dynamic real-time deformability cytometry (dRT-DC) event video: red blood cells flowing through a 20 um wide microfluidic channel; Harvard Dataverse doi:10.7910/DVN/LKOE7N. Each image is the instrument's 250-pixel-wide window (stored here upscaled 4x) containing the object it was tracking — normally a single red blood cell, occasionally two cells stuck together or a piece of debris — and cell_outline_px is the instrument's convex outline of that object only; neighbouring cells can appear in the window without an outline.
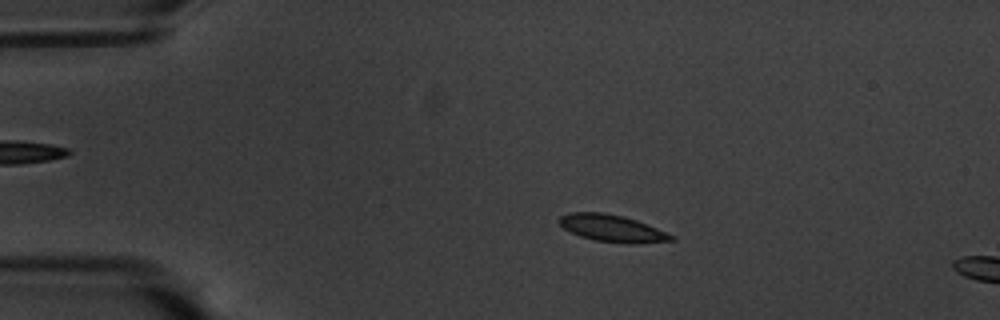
{"species": "common noctule bat (a hibernating species)", "species_latin": "Nyctalus noctula", "temperature_condition": "warm", "stored_images_in_passage": 15, "camera_frame_rate_fps": 3000, "um_per_image_px": 0.085, "animal": {"sex": "male", "body_mass_g": 20.1, "forearm_length_mm": 53.5}, "frame": {"image": 1, "passage_image": 11, "time_ms": 3.333, "image_size_px": [1000, 320], "cell_outline_px": [[676, 240], [632, 244], [628, 244], [592, 240], [580, 236], [564, 228], [556, 220], [560, 216], [568, 212], [604, 212], [624, 216], [636, 220], [676, 236]], "centroid_in_image_um": [52.02, 19.4], "position_along_channel_um": 33.0, "area_um2": 17.8}}